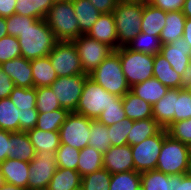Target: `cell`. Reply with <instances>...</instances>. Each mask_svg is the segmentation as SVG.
I'll return each instance as SVG.
<instances>
[{"instance_id":"1","label":"cell","mask_w":191,"mask_h":190,"mask_svg":"<svg viewBox=\"0 0 191 190\" xmlns=\"http://www.w3.org/2000/svg\"><path fill=\"white\" fill-rule=\"evenodd\" d=\"M17 39L21 55L30 61L48 56L58 42L44 19H37L33 24L28 25Z\"/></svg>"},{"instance_id":"2","label":"cell","mask_w":191,"mask_h":190,"mask_svg":"<svg viewBox=\"0 0 191 190\" xmlns=\"http://www.w3.org/2000/svg\"><path fill=\"white\" fill-rule=\"evenodd\" d=\"M75 17L72 0H56L44 20L58 41H72L82 35Z\"/></svg>"},{"instance_id":"3","label":"cell","mask_w":191,"mask_h":190,"mask_svg":"<svg viewBox=\"0 0 191 190\" xmlns=\"http://www.w3.org/2000/svg\"><path fill=\"white\" fill-rule=\"evenodd\" d=\"M190 160V147L167 135L163 140L156 170L168 175L188 174Z\"/></svg>"},{"instance_id":"4","label":"cell","mask_w":191,"mask_h":190,"mask_svg":"<svg viewBox=\"0 0 191 190\" xmlns=\"http://www.w3.org/2000/svg\"><path fill=\"white\" fill-rule=\"evenodd\" d=\"M143 15V0L136 3H117L113 16L118 36V48L127 46L139 33Z\"/></svg>"},{"instance_id":"5","label":"cell","mask_w":191,"mask_h":190,"mask_svg":"<svg viewBox=\"0 0 191 190\" xmlns=\"http://www.w3.org/2000/svg\"><path fill=\"white\" fill-rule=\"evenodd\" d=\"M96 83L101 85L106 91L118 97H123L130 91L119 55L113 51L104 61L89 74Z\"/></svg>"},{"instance_id":"6","label":"cell","mask_w":191,"mask_h":190,"mask_svg":"<svg viewBox=\"0 0 191 190\" xmlns=\"http://www.w3.org/2000/svg\"><path fill=\"white\" fill-rule=\"evenodd\" d=\"M115 52L119 55L122 71L130 87L153 77L154 55L135 52L127 46Z\"/></svg>"},{"instance_id":"7","label":"cell","mask_w":191,"mask_h":190,"mask_svg":"<svg viewBox=\"0 0 191 190\" xmlns=\"http://www.w3.org/2000/svg\"><path fill=\"white\" fill-rule=\"evenodd\" d=\"M118 98L88 76L85 79L80 100L74 113L96 120L101 112Z\"/></svg>"},{"instance_id":"8","label":"cell","mask_w":191,"mask_h":190,"mask_svg":"<svg viewBox=\"0 0 191 190\" xmlns=\"http://www.w3.org/2000/svg\"><path fill=\"white\" fill-rule=\"evenodd\" d=\"M48 57L58 77L87 75L72 41H58Z\"/></svg>"},{"instance_id":"9","label":"cell","mask_w":191,"mask_h":190,"mask_svg":"<svg viewBox=\"0 0 191 190\" xmlns=\"http://www.w3.org/2000/svg\"><path fill=\"white\" fill-rule=\"evenodd\" d=\"M167 135V130L162 128L156 135L146 138L139 144L131 146L136 172L143 173L156 170L163 140Z\"/></svg>"},{"instance_id":"10","label":"cell","mask_w":191,"mask_h":190,"mask_svg":"<svg viewBox=\"0 0 191 190\" xmlns=\"http://www.w3.org/2000/svg\"><path fill=\"white\" fill-rule=\"evenodd\" d=\"M81 61L84 73L93 72L114 50L107 44L101 43L86 34L72 40Z\"/></svg>"},{"instance_id":"11","label":"cell","mask_w":191,"mask_h":190,"mask_svg":"<svg viewBox=\"0 0 191 190\" xmlns=\"http://www.w3.org/2000/svg\"><path fill=\"white\" fill-rule=\"evenodd\" d=\"M56 151H38L29 162L28 190L48 188L56 171Z\"/></svg>"},{"instance_id":"12","label":"cell","mask_w":191,"mask_h":190,"mask_svg":"<svg viewBox=\"0 0 191 190\" xmlns=\"http://www.w3.org/2000/svg\"><path fill=\"white\" fill-rule=\"evenodd\" d=\"M91 120L86 116L70 112L59 129L61 144H68L78 150L88 146Z\"/></svg>"},{"instance_id":"13","label":"cell","mask_w":191,"mask_h":190,"mask_svg":"<svg viewBox=\"0 0 191 190\" xmlns=\"http://www.w3.org/2000/svg\"><path fill=\"white\" fill-rule=\"evenodd\" d=\"M89 75H74L58 77L50 86L61 107L69 112H75Z\"/></svg>"},{"instance_id":"14","label":"cell","mask_w":191,"mask_h":190,"mask_svg":"<svg viewBox=\"0 0 191 190\" xmlns=\"http://www.w3.org/2000/svg\"><path fill=\"white\" fill-rule=\"evenodd\" d=\"M160 54L171 64V67L186 81L191 78L189 55L191 46L185 39L179 38L171 44H162Z\"/></svg>"},{"instance_id":"15","label":"cell","mask_w":191,"mask_h":190,"mask_svg":"<svg viewBox=\"0 0 191 190\" xmlns=\"http://www.w3.org/2000/svg\"><path fill=\"white\" fill-rule=\"evenodd\" d=\"M103 168L111 174L135 171L131 146H110L103 153Z\"/></svg>"},{"instance_id":"16","label":"cell","mask_w":191,"mask_h":190,"mask_svg":"<svg viewBox=\"0 0 191 190\" xmlns=\"http://www.w3.org/2000/svg\"><path fill=\"white\" fill-rule=\"evenodd\" d=\"M86 35L101 43L107 44L114 51L117 50L118 36L113 12L102 13Z\"/></svg>"},{"instance_id":"17","label":"cell","mask_w":191,"mask_h":190,"mask_svg":"<svg viewBox=\"0 0 191 190\" xmlns=\"http://www.w3.org/2000/svg\"><path fill=\"white\" fill-rule=\"evenodd\" d=\"M0 67L12 79L15 86L34 87L30 60L20 56L2 63Z\"/></svg>"},{"instance_id":"18","label":"cell","mask_w":191,"mask_h":190,"mask_svg":"<svg viewBox=\"0 0 191 190\" xmlns=\"http://www.w3.org/2000/svg\"><path fill=\"white\" fill-rule=\"evenodd\" d=\"M0 170L4 182L27 189L29 162L7 158L0 163Z\"/></svg>"},{"instance_id":"19","label":"cell","mask_w":191,"mask_h":190,"mask_svg":"<svg viewBox=\"0 0 191 190\" xmlns=\"http://www.w3.org/2000/svg\"><path fill=\"white\" fill-rule=\"evenodd\" d=\"M153 77L168 88L187 87V81L179 75L160 53L154 55Z\"/></svg>"},{"instance_id":"20","label":"cell","mask_w":191,"mask_h":190,"mask_svg":"<svg viewBox=\"0 0 191 190\" xmlns=\"http://www.w3.org/2000/svg\"><path fill=\"white\" fill-rule=\"evenodd\" d=\"M165 11L154 7L146 0H143V15L140 32L147 33L159 37L165 26Z\"/></svg>"},{"instance_id":"21","label":"cell","mask_w":191,"mask_h":190,"mask_svg":"<svg viewBox=\"0 0 191 190\" xmlns=\"http://www.w3.org/2000/svg\"><path fill=\"white\" fill-rule=\"evenodd\" d=\"M175 88H169L167 93L152 105L153 119L164 129L174 123Z\"/></svg>"},{"instance_id":"22","label":"cell","mask_w":191,"mask_h":190,"mask_svg":"<svg viewBox=\"0 0 191 190\" xmlns=\"http://www.w3.org/2000/svg\"><path fill=\"white\" fill-rule=\"evenodd\" d=\"M122 106L126 118L132 121L153 118L152 105L131 91L122 97Z\"/></svg>"},{"instance_id":"23","label":"cell","mask_w":191,"mask_h":190,"mask_svg":"<svg viewBox=\"0 0 191 190\" xmlns=\"http://www.w3.org/2000/svg\"><path fill=\"white\" fill-rule=\"evenodd\" d=\"M36 156V151L26 132H12L10 134L9 159L30 162Z\"/></svg>"},{"instance_id":"24","label":"cell","mask_w":191,"mask_h":190,"mask_svg":"<svg viewBox=\"0 0 191 190\" xmlns=\"http://www.w3.org/2000/svg\"><path fill=\"white\" fill-rule=\"evenodd\" d=\"M185 21L186 16L182 11L167 12L165 26L159 35L162 44H171L182 38Z\"/></svg>"},{"instance_id":"25","label":"cell","mask_w":191,"mask_h":190,"mask_svg":"<svg viewBox=\"0 0 191 190\" xmlns=\"http://www.w3.org/2000/svg\"><path fill=\"white\" fill-rule=\"evenodd\" d=\"M72 3L80 33L87 34L102 13L89 0H72Z\"/></svg>"},{"instance_id":"26","label":"cell","mask_w":191,"mask_h":190,"mask_svg":"<svg viewBox=\"0 0 191 190\" xmlns=\"http://www.w3.org/2000/svg\"><path fill=\"white\" fill-rule=\"evenodd\" d=\"M34 87H46L58 78L48 56L31 60Z\"/></svg>"},{"instance_id":"27","label":"cell","mask_w":191,"mask_h":190,"mask_svg":"<svg viewBox=\"0 0 191 190\" xmlns=\"http://www.w3.org/2000/svg\"><path fill=\"white\" fill-rule=\"evenodd\" d=\"M168 89V87L164 86L155 77L130 87V91L132 93H134L137 97L144 99L151 105L160 100L167 93Z\"/></svg>"},{"instance_id":"28","label":"cell","mask_w":191,"mask_h":190,"mask_svg":"<svg viewBox=\"0 0 191 190\" xmlns=\"http://www.w3.org/2000/svg\"><path fill=\"white\" fill-rule=\"evenodd\" d=\"M26 133L36 152L57 151L61 145L59 131H43L35 127Z\"/></svg>"},{"instance_id":"29","label":"cell","mask_w":191,"mask_h":190,"mask_svg":"<svg viewBox=\"0 0 191 190\" xmlns=\"http://www.w3.org/2000/svg\"><path fill=\"white\" fill-rule=\"evenodd\" d=\"M162 127L153 119L133 121L132 129L127 136V144L132 146L141 143L146 138L156 135Z\"/></svg>"},{"instance_id":"30","label":"cell","mask_w":191,"mask_h":190,"mask_svg":"<svg viewBox=\"0 0 191 190\" xmlns=\"http://www.w3.org/2000/svg\"><path fill=\"white\" fill-rule=\"evenodd\" d=\"M82 176L77 170L56 168L48 190H73L81 186Z\"/></svg>"},{"instance_id":"31","label":"cell","mask_w":191,"mask_h":190,"mask_svg":"<svg viewBox=\"0 0 191 190\" xmlns=\"http://www.w3.org/2000/svg\"><path fill=\"white\" fill-rule=\"evenodd\" d=\"M56 0H17L15 13L36 19H44Z\"/></svg>"},{"instance_id":"32","label":"cell","mask_w":191,"mask_h":190,"mask_svg":"<svg viewBox=\"0 0 191 190\" xmlns=\"http://www.w3.org/2000/svg\"><path fill=\"white\" fill-rule=\"evenodd\" d=\"M103 168V153L91 146L80 150L77 171L83 177Z\"/></svg>"},{"instance_id":"33","label":"cell","mask_w":191,"mask_h":190,"mask_svg":"<svg viewBox=\"0 0 191 190\" xmlns=\"http://www.w3.org/2000/svg\"><path fill=\"white\" fill-rule=\"evenodd\" d=\"M20 109L9 97L0 99V129L9 132H20Z\"/></svg>"},{"instance_id":"34","label":"cell","mask_w":191,"mask_h":190,"mask_svg":"<svg viewBox=\"0 0 191 190\" xmlns=\"http://www.w3.org/2000/svg\"><path fill=\"white\" fill-rule=\"evenodd\" d=\"M70 112L67 109L59 108L50 112H39L36 128L43 131H59Z\"/></svg>"},{"instance_id":"35","label":"cell","mask_w":191,"mask_h":190,"mask_svg":"<svg viewBox=\"0 0 191 190\" xmlns=\"http://www.w3.org/2000/svg\"><path fill=\"white\" fill-rule=\"evenodd\" d=\"M127 47L135 52L156 55L160 53L162 42L160 37L140 32Z\"/></svg>"},{"instance_id":"36","label":"cell","mask_w":191,"mask_h":190,"mask_svg":"<svg viewBox=\"0 0 191 190\" xmlns=\"http://www.w3.org/2000/svg\"><path fill=\"white\" fill-rule=\"evenodd\" d=\"M88 145L97 151L104 153L111 146L108 134V126L96 120H91Z\"/></svg>"},{"instance_id":"37","label":"cell","mask_w":191,"mask_h":190,"mask_svg":"<svg viewBox=\"0 0 191 190\" xmlns=\"http://www.w3.org/2000/svg\"><path fill=\"white\" fill-rule=\"evenodd\" d=\"M141 186V173L126 171L111 174L109 190H136Z\"/></svg>"},{"instance_id":"38","label":"cell","mask_w":191,"mask_h":190,"mask_svg":"<svg viewBox=\"0 0 191 190\" xmlns=\"http://www.w3.org/2000/svg\"><path fill=\"white\" fill-rule=\"evenodd\" d=\"M141 186L144 190H171V175L157 170L143 172Z\"/></svg>"},{"instance_id":"39","label":"cell","mask_w":191,"mask_h":190,"mask_svg":"<svg viewBox=\"0 0 191 190\" xmlns=\"http://www.w3.org/2000/svg\"><path fill=\"white\" fill-rule=\"evenodd\" d=\"M174 122L191 118V91L187 88H175Z\"/></svg>"},{"instance_id":"40","label":"cell","mask_w":191,"mask_h":190,"mask_svg":"<svg viewBox=\"0 0 191 190\" xmlns=\"http://www.w3.org/2000/svg\"><path fill=\"white\" fill-rule=\"evenodd\" d=\"M111 173L102 168L82 177L83 190H109Z\"/></svg>"},{"instance_id":"41","label":"cell","mask_w":191,"mask_h":190,"mask_svg":"<svg viewBox=\"0 0 191 190\" xmlns=\"http://www.w3.org/2000/svg\"><path fill=\"white\" fill-rule=\"evenodd\" d=\"M9 98L20 110L36 108V88H23L15 86Z\"/></svg>"},{"instance_id":"42","label":"cell","mask_w":191,"mask_h":190,"mask_svg":"<svg viewBox=\"0 0 191 190\" xmlns=\"http://www.w3.org/2000/svg\"><path fill=\"white\" fill-rule=\"evenodd\" d=\"M80 150L68 144H61L56 151V167L77 170Z\"/></svg>"},{"instance_id":"43","label":"cell","mask_w":191,"mask_h":190,"mask_svg":"<svg viewBox=\"0 0 191 190\" xmlns=\"http://www.w3.org/2000/svg\"><path fill=\"white\" fill-rule=\"evenodd\" d=\"M62 108L50 86L36 88V109L38 112H50Z\"/></svg>"},{"instance_id":"44","label":"cell","mask_w":191,"mask_h":190,"mask_svg":"<svg viewBox=\"0 0 191 190\" xmlns=\"http://www.w3.org/2000/svg\"><path fill=\"white\" fill-rule=\"evenodd\" d=\"M133 121L124 118L120 122L108 126L109 139L111 146H124L127 145V136L132 129Z\"/></svg>"},{"instance_id":"45","label":"cell","mask_w":191,"mask_h":190,"mask_svg":"<svg viewBox=\"0 0 191 190\" xmlns=\"http://www.w3.org/2000/svg\"><path fill=\"white\" fill-rule=\"evenodd\" d=\"M124 118H126V115L122 106V97H119L114 103L110 104L101 112L97 120L105 126H110L120 122Z\"/></svg>"},{"instance_id":"46","label":"cell","mask_w":191,"mask_h":190,"mask_svg":"<svg viewBox=\"0 0 191 190\" xmlns=\"http://www.w3.org/2000/svg\"><path fill=\"white\" fill-rule=\"evenodd\" d=\"M166 130L171 138L191 147V118L174 122Z\"/></svg>"},{"instance_id":"47","label":"cell","mask_w":191,"mask_h":190,"mask_svg":"<svg viewBox=\"0 0 191 190\" xmlns=\"http://www.w3.org/2000/svg\"><path fill=\"white\" fill-rule=\"evenodd\" d=\"M20 56V44L16 37L8 35L0 38V65Z\"/></svg>"},{"instance_id":"48","label":"cell","mask_w":191,"mask_h":190,"mask_svg":"<svg viewBox=\"0 0 191 190\" xmlns=\"http://www.w3.org/2000/svg\"><path fill=\"white\" fill-rule=\"evenodd\" d=\"M36 20V18L21 16L20 14L15 13L6 18L7 33L8 35L17 38L28 25L33 24Z\"/></svg>"},{"instance_id":"49","label":"cell","mask_w":191,"mask_h":190,"mask_svg":"<svg viewBox=\"0 0 191 190\" xmlns=\"http://www.w3.org/2000/svg\"><path fill=\"white\" fill-rule=\"evenodd\" d=\"M38 113L36 108L20 110V132H27L36 127Z\"/></svg>"},{"instance_id":"50","label":"cell","mask_w":191,"mask_h":190,"mask_svg":"<svg viewBox=\"0 0 191 190\" xmlns=\"http://www.w3.org/2000/svg\"><path fill=\"white\" fill-rule=\"evenodd\" d=\"M154 7L165 12L182 11L185 0H146Z\"/></svg>"},{"instance_id":"51","label":"cell","mask_w":191,"mask_h":190,"mask_svg":"<svg viewBox=\"0 0 191 190\" xmlns=\"http://www.w3.org/2000/svg\"><path fill=\"white\" fill-rule=\"evenodd\" d=\"M171 190H191V176L189 174L171 175Z\"/></svg>"},{"instance_id":"52","label":"cell","mask_w":191,"mask_h":190,"mask_svg":"<svg viewBox=\"0 0 191 190\" xmlns=\"http://www.w3.org/2000/svg\"><path fill=\"white\" fill-rule=\"evenodd\" d=\"M14 87L12 79L0 67V99L9 97Z\"/></svg>"},{"instance_id":"53","label":"cell","mask_w":191,"mask_h":190,"mask_svg":"<svg viewBox=\"0 0 191 190\" xmlns=\"http://www.w3.org/2000/svg\"><path fill=\"white\" fill-rule=\"evenodd\" d=\"M11 133L12 132L0 129V163L8 158Z\"/></svg>"},{"instance_id":"54","label":"cell","mask_w":191,"mask_h":190,"mask_svg":"<svg viewBox=\"0 0 191 190\" xmlns=\"http://www.w3.org/2000/svg\"><path fill=\"white\" fill-rule=\"evenodd\" d=\"M100 13L113 12L116 1L115 0H89Z\"/></svg>"},{"instance_id":"55","label":"cell","mask_w":191,"mask_h":190,"mask_svg":"<svg viewBox=\"0 0 191 190\" xmlns=\"http://www.w3.org/2000/svg\"><path fill=\"white\" fill-rule=\"evenodd\" d=\"M17 0H0V16L10 17L15 14V6Z\"/></svg>"},{"instance_id":"56","label":"cell","mask_w":191,"mask_h":190,"mask_svg":"<svg viewBox=\"0 0 191 190\" xmlns=\"http://www.w3.org/2000/svg\"><path fill=\"white\" fill-rule=\"evenodd\" d=\"M183 38L191 46V18H186L183 30Z\"/></svg>"},{"instance_id":"57","label":"cell","mask_w":191,"mask_h":190,"mask_svg":"<svg viewBox=\"0 0 191 190\" xmlns=\"http://www.w3.org/2000/svg\"><path fill=\"white\" fill-rule=\"evenodd\" d=\"M6 18L0 16V38L8 36Z\"/></svg>"},{"instance_id":"58","label":"cell","mask_w":191,"mask_h":190,"mask_svg":"<svg viewBox=\"0 0 191 190\" xmlns=\"http://www.w3.org/2000/svg\"><path fill=\"white\" fill-rule=\"evenodd\" d=\"M0 190H28V189H25V188H22V187H19V186H16V185L3 181V183L0 186Z\"/></svg>"},{"instance_id":"59","label":"cell","mask_w":191,"mask_h":190,"mask_svg":"<svg viewBox=\"0 0 191 190\" xmlns=\"http://www.w3.org/2000/svg\"><path fill=\"white\" fill-rule=\"evenodd\" d=\"M182 12L186 18H191V0H185Z\"/></svg>"},{"instance_id":"60","label":"cell","mask_w":191,"mask_h":190,"mask_svg":"<svg viewBox=\"0 0 191 190\" xmlns=\"http://www.w3.org/2000/svg\"><path fill=\"white\" fill-rule=\"evenodd\" d=\"M116 3H136V2H140L142 0H115Z\"/></svg>"},{"instance_id":"61","label":"cell","mask_w":191,"mask_h":190,"mask_svg":"<svg viewBox=\"0 0 191 190\" xmlns=\"http://www.w3.org/2000/svg\"><path fill=\"white\" fill-rule=\"evenodd\" d=\"M187 88L191 91V78L187 81Z\"/></svg>"},{"instance_id":"62","label":"cell","mask_w":191,"mask_h":190,"mask_svg":"<svg viewBox=\"0 0 191 190\" xmlns=\"http://www.w3.org/2000/svg\"><path fill=\"white\" fill-rule=\"evenodd\" d=\"M188 174L191 176V160H190V166H189Z\"/></svg>"},{"instance_id":"63","label":"cell","mask_w":191,"mask_h":190,"mask_svg":"<svg viewBox=\"0 0 191 190\" xmlns=\"http://www.w3.org/2000/svg\"><path fill=\"white\" fill-rule=\"evenodd\" d=\"M3 183L2 176H1V170H0V186Z\"/></svg>"},{"instance_id":"64","label":"cell","mask_w":191,"mask_h":190,"mask_svg":"<svg viewBox=\"0 0 191 190\" xmlns=\"http://www.w3.org/2000/svg\"><path fill=\"white\" fill-rule=\"evenodd\" d=\"M73 190H83V187H82V186H79L78 188L73 189Z\"/></svg>"},{"instance_id":"65","label":"cell","mask_w":191,"mask_h":190,"mask_svg":"<svg viewBox=\"0 0 191 190\" xmlns=\"http://www.w3.org/2000/svg\"><path fill=\"white\" fill-rule=\"evenodd\" d=\"M189 63H190V69H191V54L189 55Z\"/></svg>"},{"instance_id":"66","label":"cell","mask_w":191,"mask_h":190,"mask_svg":"<svg viewBox=\"0 0 191 190\" xmlns=\"http://www.w3.org/2000/svg\"><path fill=\"white\" fill-rule=\"evenodd\" d=\"M136 190H144L142 186H139Z\"/></svg>"}]
</instances>
